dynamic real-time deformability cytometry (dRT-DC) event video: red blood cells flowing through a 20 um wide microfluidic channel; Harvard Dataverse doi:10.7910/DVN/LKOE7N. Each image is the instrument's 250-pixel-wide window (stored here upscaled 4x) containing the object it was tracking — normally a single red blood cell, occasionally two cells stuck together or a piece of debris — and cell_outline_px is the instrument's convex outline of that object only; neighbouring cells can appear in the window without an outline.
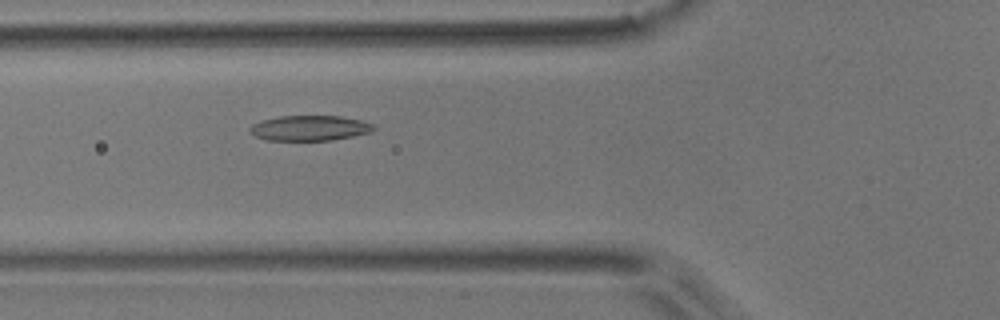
{"species": "common noctule bat (a hibernating species)", "species_latin": "Nyctalus noctula", "temperature_condition": "room temperature", "stored_images_in_passage": 6, "camera_frame_rate_fps": 3000, "um_per_image_px": 0.085, "animal": {"sex": "male", "body_mass_g": 17.9}, "frame": {"image": 1, "passage_image": 6, "time_ms": 1.667, "image_size_px": [1000, 320], "cell_outline_px": [[376, 128], [372, 132], [332, 140], [268, 140], [256, 136], [248, 128], [252, 124], [264, 120], [280, 116], [340, 116], [360, 120], [372, 124]], "centroid_in_image_um": [26.35, 10.88], "position_along_channel_um": 99.5, "area_um2": 17.98}}